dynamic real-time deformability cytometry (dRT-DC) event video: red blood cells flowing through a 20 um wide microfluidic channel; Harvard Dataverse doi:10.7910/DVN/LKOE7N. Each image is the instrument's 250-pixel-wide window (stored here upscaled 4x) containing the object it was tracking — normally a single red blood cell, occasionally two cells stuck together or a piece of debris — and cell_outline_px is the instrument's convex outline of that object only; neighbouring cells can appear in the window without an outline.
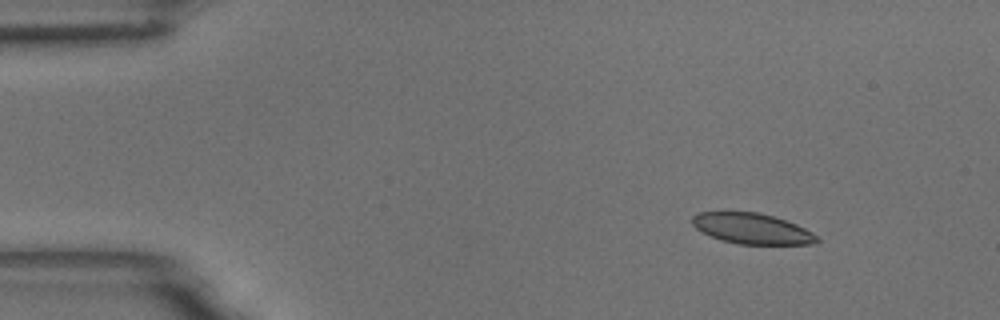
{"species": "common noctule bat (a hibernating species)", "species_latin": "Nyctalus noctula", "temperature_condition": "room temperature", "stored_images_in_passage": 5, "camera_frame_rate_fps": 3000, "um_per_image_px": 0.085, "animal": {"sex": "male", "body_mass_g": 18.8}, "frame": {"image": 1, "passage_image": 2, "time_ms": 0.333, "image_size_px": [1000, 320], "cell_outline_px": [[820, 240], [812, 244], [740, 244], [720, 240], [696, 228], [692, 224], [692, 216], [696, 212], [756, 212], [772, 216], [796, 224], [812, 232]], "centroid_in_image_um": [63.9, 19.43], "position_along_channel_um": 21.1, "area_um2": 22.02}}
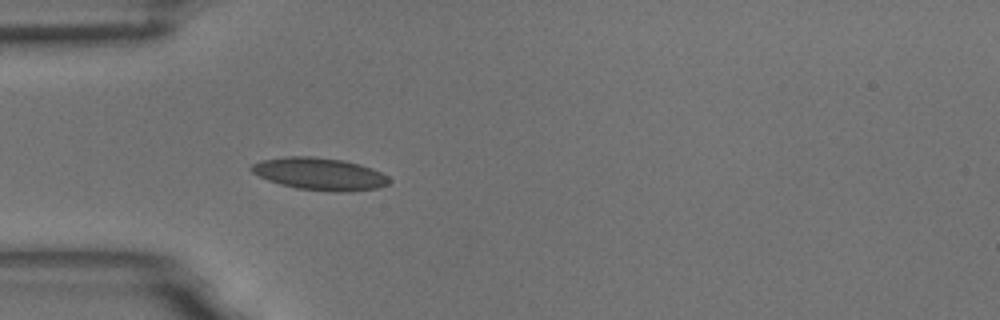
{"frame": {"image": 2, "passage_image": 5, "time_ms": 1.333, "image_size_px": [1000, 320], "cell_outline_px": [[392, 180], [388, 184], [376, 188], [344, 192], [336, 192], [296, 188], [280, 184], [268, 180], [252, 172], [248, 168], [252, 164], [260, 160], [288, 156], [312, 156], [344, 160], [360, 164], [372, 168], [388, 176]], "centroid_in_image_um": [27.16, 14.77], "position_along_channel_um": 57.8, "area_um2": 26.01}}